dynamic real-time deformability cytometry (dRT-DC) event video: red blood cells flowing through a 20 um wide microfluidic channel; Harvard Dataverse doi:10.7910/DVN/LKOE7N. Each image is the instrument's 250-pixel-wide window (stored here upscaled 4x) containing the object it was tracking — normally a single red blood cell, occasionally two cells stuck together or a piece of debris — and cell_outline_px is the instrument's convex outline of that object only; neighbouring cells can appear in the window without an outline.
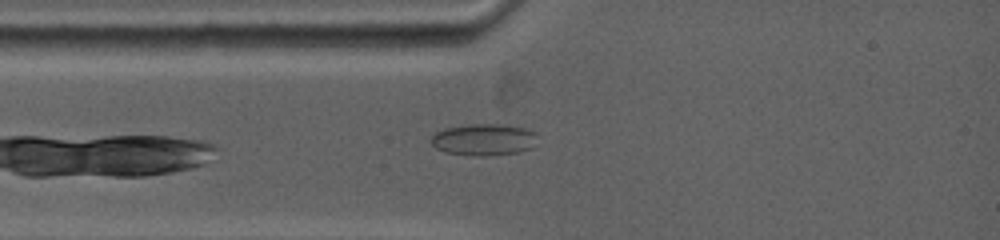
{"species": "common noctule bat (a hibernating species)", "species_latin": "Nyctalus noctula", "temperature_condition": "warm", "stored_images_in_passage": 19, "camera_frame_rate_fps": 5000, "um_per_image_px": 0.085, "animal": {"sex": "female", "body_mass_g": 19.0, "forearm_length_mm": 53.3}, "frame": {"image": 1, "passage_image": 5, "time_ms": 1.6, "image_size_px": [1000, 240], "cell_outline_px": [[536, 132], [532, 148], [516, 152], [488, 156], [472, 156], [444, 152], [436, 148], [428, 140], [436, 132], [444, 128], [472, 124], [500, 124], [528, 128]], "centroid_in_image_um": [41.08, 11.87], "position_along_channel_um": 43.9, "area_um2": 19.77}}
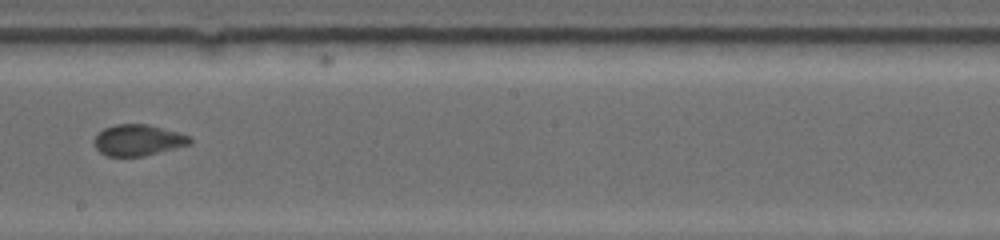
{"frame": {"image": 2, "passage_image": 12, "time_ms": 6.6, "image_size_px": [1000, 240], "cell_outline_px": [[192, 144], [144, 156], [108, 156], [100, 152], [92, 144], [92, 140], [96, 132], [104, 128], [116, 124], [148, 124], [180, 132], [188, 136], [192, 140]], "centroid_in_image_um": [11.7, 11.9], "position_along_channel_um": 236.5, "area_um2": 17.69}}
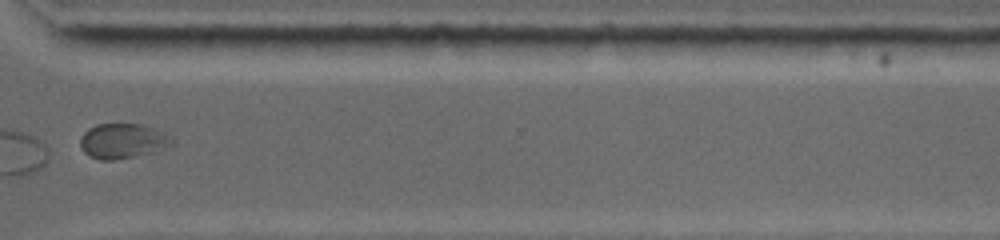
{"frame": {"image": 3, "passage_image": 19, "time_ms": 9.8, "image_size_px": [1000, 240], "cell_outline_px": [[172, 144], [148, 152], [116, 160], [100, 160], [88, 156], [84, 152], [80, 144], [80, 136], [88, 128], [96, 124], [144, 124], [156, 128], [164, 132], [172, 140]], "centroid_in_image_um": [10.35, 11.96], "position_along_channel_um": 360.2, "area_um2": 18.44}}